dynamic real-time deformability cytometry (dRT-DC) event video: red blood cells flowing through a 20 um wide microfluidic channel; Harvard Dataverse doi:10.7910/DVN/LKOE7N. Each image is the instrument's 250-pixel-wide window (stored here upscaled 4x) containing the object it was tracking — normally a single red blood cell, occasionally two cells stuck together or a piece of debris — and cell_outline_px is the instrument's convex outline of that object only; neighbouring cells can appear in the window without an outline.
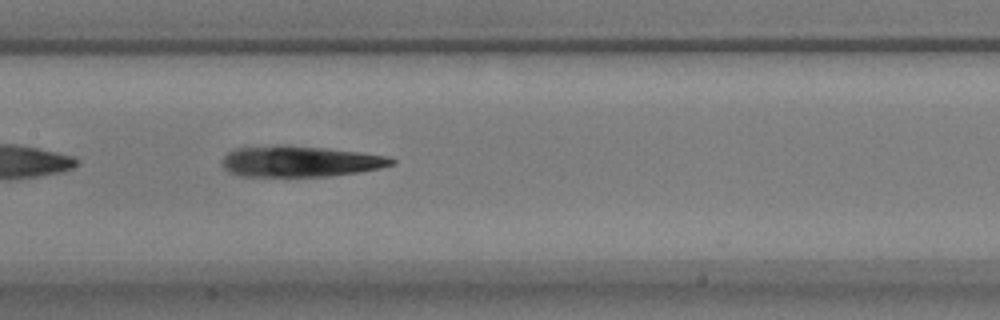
{"species": "common noctule bat (a hibernating species)", "species_latin": "Nyctalus noctula", "temperature_condition": "warm", "stored_images_in_passage": 39, "camera_frame_rate_fps": 3000, "um_per_image_px": 0.085, "animal": {"sex": "male", "body_mass_g": 17.9}, "frame": {"image": 1, "passage_image": 12, "time_ms": 3.667, "image_size_px": [1000, 320], "cell_outline_px": [[396, 160], [392, 164], [380, 168], [356, 172], [328, 176], [240, 176], [224, 168], [224, 156], [228, 152], [236, 148], [324, 148], [360, 152], [388, 156]], "centroid_in_image_um": [25.58, 13.76], "position_along_channel_um": 181.8, "area_um2": 29.02}}